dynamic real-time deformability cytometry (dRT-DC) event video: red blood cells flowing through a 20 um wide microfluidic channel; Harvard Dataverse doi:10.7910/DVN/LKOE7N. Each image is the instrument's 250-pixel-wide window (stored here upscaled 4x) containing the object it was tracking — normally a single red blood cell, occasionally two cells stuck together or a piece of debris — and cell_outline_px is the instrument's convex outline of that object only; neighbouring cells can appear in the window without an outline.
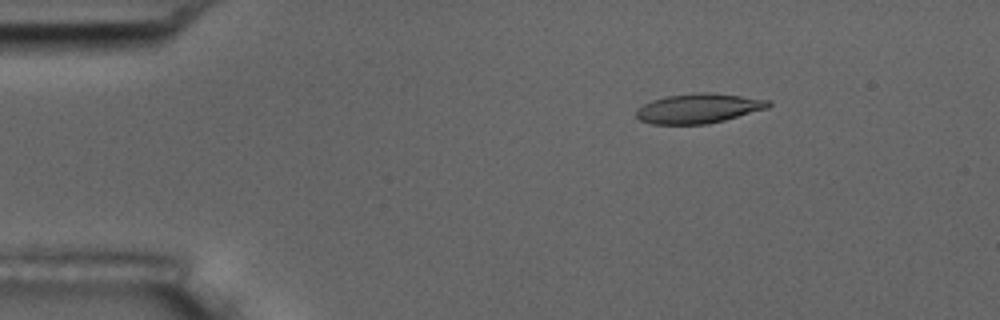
{"species": "common noctule bat (a hibernating species)", "species_latin": "Nyctalus noctula", "temperature_condition": "room temperature", "stored_images_in_passage": 5, "camera_frame_rate_fps": 3000, "um_per_image_px": 0.085, "animal": {"sex": "male", "body_mass_g": 17.5, "forearm_length_mm": 52.3}, "frame": {"image": 1, "passage_image": 3, "time_ms": 2.333, "image_size_px": [1000, 320], "cell_outline_px": [[772, 104], [768, 108], [724, 120], [708, 124], [652, 124], [640, 120], [636, 116], [636, 112], [644, 104], [652, 100], [668, 96], [696, 92], [708, 92], [772, 100]], "centroid_in_image_um": [59.41, 9.21], "position_along_channel_um": 25.6, "area_um2": 22.72}}